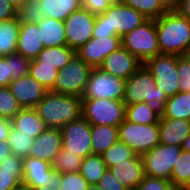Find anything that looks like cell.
Wrapping results in <instances>:
<instances>
[{"mask_svg":"<svg viewBox=\"0 0 190 190\" xmlns=\"http://www.w3.org/2000/svg\"><path fill=\"white\" fill-rule=\"evenodd\" d=\"M18 16V12L9 0H0V21H6Z\"/></svg>","mask_w":190,"mask_h":190,"instance_id":"cell-47","label":"cell"},{"mask_svg":"<svg viewBox=\"0 0 190 190\" xmlns=\"http://www.w3.org/2000/svg\"><path fill=\"white\" fill-rule=\"evenodd\" d=\"M12 122L8 119L0 118V141H7Z\"/></svg>","mask_w":190,"mask_h":190,"instance_id":"cell-48","label":"cell"},{"mask_svg":"<svg viewBox=\"0 0 190 190\" xmlns=\"http://www.w3.org/2000/svg\"><path fill=\"white\" fill-rule=\"evenodd\" d=\"M44 17L64 21L71 13L83 7L82 0H40Z\"/></svg>","mask_w":190,"mask_h":190,"instance_id":"cell-28","label":"cell"},{"mask_svg":"<svg viewBox=\"0 0 190 190\" xmlns=\"http://www.w3.org/2000/svg\"><path fill=\"white\" fill-rule=\"evenodd\" d=\"M44 49L37 23L20 20V31L16 53L33 60Z\"/></svg>","mask_w":190,"mask_h":190,"instance_id":"cell-18","label":"cell"},{"mask_svg":"<svg viewBox=\"0 0 190 190\" xmlns=\"http://www.w3.org/2000/svg\"><path fill=\"white\" fill-rule=\"evenodd\" d=\"M11 122L17 133L32 134L34 139L47 129L34 108H22Z\"/></svg>","mask_w":190,"mask_h":190,"instance_id":"cell-24","label":"cell"},{"mask_svg":"<svg viewBox=\"0 0 190 190\" xmlns=\"http://www.w3.org/2000/svg\"><path fill=\"white\" fill-rule=\"evenodd\" d=\"M76 52L67 45L59 47H44L35 60L42 66L54 67L61 70L67 65Z\"/></svg>","mask_w":190,"mask_h":190,"instance_id":"cell-26","label":"cell"},{"mask_svg":"<svg viewBox=\"0 0 190 190\" xmlns=\"http://www.w3.org/2000/svg\"><path fill=\"white\" fill-rule=\"evenodd\" d=\"M87 181L77 172L62 174L60 190H87Z\"/></svg>","mask_w":190,"mask_h":190,"instance_id":"cell-42","label":"cell"},{"mask_svg":"<svg viewBox=\"0 0 190 190\" xmlns=\"http://www.w3.org/2000/svg\"><path fill=\"white\" fill-rule=\"evenodd\" d=\"M101 156L107 169H109L118 163L126 162L127 159L134 158L136 154L130 147L118 140L114 145L104 151Z\"/></svg>","mask_w":190,"mask_h":190,"instance_id":"cell-36","label":"cell"},{"mask_svg":"<svg viewBox=\"0 0 190 190\" xmlns=\"http://www.w3.org/2000/svg\"><path fill=\"white\" fill-rule=\"evenodd\" d=\"M58 72L54 67L42 66L35 59L29 65V75L49 91L54 87Z\"/></svg>","mask_w":190,"mask_h":190,"instance_id":"cell-37","label":"cell"},{"mask_svg":"<svg viewBox=\"0 0 190 190\" xmlns=\"http://www.w3.org/2000/svg\"><path fill=\"white\" fill-rule=\"evenodd\" d=\"M146 20L147 18L135 9L123 4L120 0H114L103 14L96 15L92 36L93 38L114 35L122 37Z\"/></svg>","mask_w":190,"mask_h":190,"instance_id":"cell-4","label":"cell"},{"mask_svg":"<svg viewBox=\"0 0 190 190\" xmlns=\"http://www.w3.org/2000/svg\"><path fill=\"white\" fill-rule=\"evenodd\" d=\"M95 19L96 15L82 7L64 20L66 41L69 48L76 52L93 37Z\"/></svg>","mask_w":190,"mask_h":190,"instance_id":"cell-13","label":"cell"},{"mask_svg":"<svg viewBox=\"0 0 190 190\" xmlns=\"http://www.w3.org/2000/svg\"><path fill=\"white\" fill-rule=\"evenodd\" d=\"M23 158L11 154L0 163V190H11L23 181Z\"/></svg>","mask_w":190,"mask_h":190,"instance_id":"cell-23","label":"cell"},{"mask_svg":"<svg viewBox=\"0 0 190 190\" xmlns=\"http://www.w3.org/2000/svg\"><path fill=\"white\" fill-rule=\"evenodd\" d=\"M34 141L32 134L17 133V129L13 125L11 126L7 143L13 155L21 158L28 157Z\"/></svg>","mask_w":190,"mask_h":190,"instance_id":"cell-34","label":"cell"},{"mask_svg":"<svg viewBox=\"0 0 190 190\" xmlns=\"http://www.w3.org/2000/svg\"><path fill=\"white\" fill-rule=\"evenodd\" d=\"M158 127L160 144L182 146L190 135V120L160 118Z\"/></svg>","mask_w":190,"mask_h":190,"instance_id":"cell-20","label":"cell"},{"mask_svg":"<svg viewBox=\"0 0 190 190\" xmlns=\"http://www.w3.org/2000/svg\"><path fill=\"white\" fill-rule=\"evenodd\" d=\"M183 149L181 146L158 144L141 156L145 175L171 179V173Z\"/></svg>","mask_w":190,"mask_h":190,"instance_id":"cell-9","label":"cell"},{"mask_svg":"<svg viewBox=\"0 0 190 190\" xmlns=\"http://www.w3.org/2000/svg\"><path fill=\"white\" fill-rule=\"evenodd\" d=\"M19 31L20 18L18 16L0 21V56L5 57L16 53Z\"/></svg>","mask_w":190,"mask_h":190,"instance_id":"cell-27","label":"cell"},{"mask_svg":"<svg viewBox=\"0 0 190 190\" xmlns=\"http://www.w3.org/2000/svg\"><path fill=\"white\" fill-rule=\"evenodd\" d=\"M107 170L101 155L92 154L82 159L79 173L88 184H98Z\"/></svg>","mask_w":190,"mask_h":190,"instance_id":"cell-31","label":"cell"},{"mask_svg":"<svg viewBox=\"0 0 190 190\" xmlns=\"http://www.w3.org/2000/svg\"><path fill=\"white\" fill-rule=\"evenodd\" d=\"M83 8L87 9L91 14H103L114 2V0H82Z\"/></svg>","mask_w":190,"mask_h":190,"instance_id":"cell-45","label":"cell"},{"mask_svg":"<svg viewBox=\"0 0 190 190\" xmlns=\"http://www.w3.org/2000/svg\"><path fill=\"white\" fill-rule=\"evenodd\" d=\"M37 24L44 47L67 45L64 21L45 17Z\"/></svg>","mask_w":190,"mask_h":190,"instance_id":"cell-25","label":"cell"},{"mask_svg":"<svg viewBox=\"0 0 190 190\" xmlns=\"http://www.w3.org/2000/svg\"><path fill=\"white\" fill-rule=\"evenodd\" d=\"M143 65L153 75L156 87L160 88L168 97L179 92L177 55H156L147 59Z\"/></svg>","mask_w":190,"mask_h":190,"instance_id":"cell-10","label":"cell"},{"mask_svg":"<svg viewBox=\"0 0 190 190\" xmlns=\"http://www.w3.org/2000/svg\"><path fill=\"white\" fill-rule=\"evenodd\" d=\"M8 87L22 108H34L49 91L29 74L11 81Z\"/></svg>","mask_w":190,"mask_h":190,"instance_id":"cell-15","label":"cell"},{"mask_svg":"<svg viewBox=\"0 0 190 190\" xmlns=\"http://www.w3.org/2000/svg\"><path fill=\"white\" fill-rule=\"evenodd\" d=\"M18 17L21 21L39 23L44 17L41 10L40 1L28 0L18 12Z\"/></svg>","mask_w":190,"mask_h":190,"instance_id":"cell-40","label":"cell"},{"mask_svg":"<svg viewBox=\"0 0 190 190\" xmlns=\"http://www.w3.org/2000/svg\"><path fill=\"white\" fill-rule=\"evenodd\" d=\"M92 153L101 155L119 140L118 127L91 125Z\"/></svg>","mask_w":190,"mask_h":190,"instance_id":"cell-29","label":"cell"},{"mask_svg":"<svg viewBox=\"0 0 190 190\" xmlns=\"http://www.w3.org/2000/svg\"><path fill=\"white\" fill-rule=\"evenodd\" d=\"M121 46V37L119 35L92 37L76 51V55L90 67L99 68L105 57L118 50Z\"/></svg>","mask_w":190,"mask_h":190,"instance_id":"cell-14","label":"cell"},{"mask_svg":"<svg viewBox=\"0 0 190 190\" xmlns=\"http://www.w3.org/2000/svg\"><path fill=\"white\" fill-rule=\"evenodd\" d=\"M62 180V174L59 171L52 169V172H48V178L39 183V187L36 190H60Z\"/></svg>","mask_w":190,"mask_h":190,"instance_id":"cell-46","label":"cell"},{"mask_svg":"<svg viewBox=\"0 0 190 190\" xmlns=\"http://www.w3.org/2000/svg\"><path fill=\"white\" fill-rule=\"evenodd\" d=\"M181 148L185 151L190 152V135L185 139L183 142Z\"/></svg>","mask_w":190,"mask_h":190,"instance_id":"cell-53","label":"cell"},{"mask_svg":"<svg viewBox=\"0 0 190 190\" xmlns=\"http://www.w3.org/2000/svg\"><path fill=\"white\" fill-rule=\"evenodd\" d=\"M28 0H9L10 4L15 8L17 12L23 7Z\"/></svg>","mask_w":190,"mask_h":190,"instance_id":"cell-52","label":"cell"},{"mask_svg":"<svg viewBox=\"0 0 190 190\" xmlns=\"http://www.w3.org/2000/svg\"><path fill=\"white\" fill-rule=\"evenodd\" d=\"M11 154L12 153L7 141H0V163Z\"/></svg>","mask_w":190,"mask_h":190,"instance_id":"cell-51","label":"cell"},{"mask_svg":"<svg viewBox=\"0 0 190 190\" xmlns=\"http://www.w3.org/2000/svg\"><path fill=\"white\" fill-rule=\"evenodd\" d=\"M34 109L47 128L61 129L82 116V98L48 91Z\"/></svg>","mask_w":190,"mask_h":190,"instance_id":"cell-3","label":"cell"},{"mask_svg":"<svg viewBox=\"0 0 190 190\" xmlns=\"http://www.w3.org/2000/svg\"><path fill=\"white\" fill-rule=\"evenodd\" d=\"M168 96L158 87L153 75L142 64L141 67L125 80V105L145 102L156 114L162 117Z\"/></svg>","mask_w":190,"mask_h":190,"instance_id":"cell-2","label":"cell"},{"mask_svg":"<svg viewBox=\"0 0 190 190\" xmlns=\"http://www.w3.org/2000/svg\"><path fill=\"white\" fill-rule=\"evenodd\" d=\"M160 2L167 11H177L181 0H160Z\"/></svg>","mask_w":190,"mask_h":190,"instance_id":"cell-49","label":"cell"},{"mask_svg":"<svg viewBox=\"0 0 190 190\" xmlns=\"http://www.w3.org/2000/svg\"><path fill=\"white\" fill-rule=\"evenodd\" d=\"M134 190H179L171 181L145 175L141 183Z\"/></svg>","mask_w":190,"mask_h":190,"instance_id":"cell-43","label":"cell"},{"mask_svg":"<svg viewBox=\"0 0 190 190\" xmlns=\"http://www.w3.org/2000/svg\"><path fill=\"white\" fill-rule=\"evenodd\" d=\"M21 109L9 87H0V118L11 121Z\"/></svg>","mask_w":190,"mask_h":190,"instance_id":"cell-39","label":"cell"},{"mask_svg":"<svg viewBox=\"0 0 190 190\" xmlns=\"http://www.w3.org/2000/svg\"><path fill=\"white\" fill-rule=\"evenodd\" d=\"M126 116L123 101L113 99H82V117L91 125L118 127Z\"/></svg>","mask_w":190,"mask_h":190,"instance_id":"cell-7","label":"cell"},{"mask_svg":"<svg viewBox=\"0 0 190 190\" xmlns=\"http://www.w3.org/2000/svg\"><path fill=\"white\" fill-rule=\"evenodd\" d=\"M92 69L75 54L70 62L59 70L54 87L50 91L82 98Z\"/></svg>","mask_w":190,"mask_h":190,"instance_id":"cell-6","label":"cell"},{"mask_svg":"<svg viewBox=\"0 0 190 190\" xmlns=\"http://www.w3.org/2000/svg\"><path fill=\"white\" fill-rule=\"evenodd\" d=\"M82 159L78 154L68 153L62 148L51 163L52 169L61 174L77 172L80 170Z\"/></svg>","mask_w":190,"mask_h":190,"instance_id":"cell-38","label":"cell"},{"mask_svg":"<svg viewBox=\"0 0 190 190\" xmlns=\"http://www.w3.org/2000/svg\"><path fill=\"white\" fill-rule=\"evenodd\" d=\"M123 4L141 13L147 19H158L167 10L160 0H120Z\"/></svg>","mask_w":190,"mask_h":190,"instance_id":"cell-35","label":"cell"},{"mask_svg":"<svg viewBox=\"0 0 190 190\" xmlns=\"http://www.w3.org/2000/svg\"><path fill=\"white\" fill-rule=\"evenodd\" d=\"M170 181L179 190H187L190 187V152L181 151L171 173Z\"/></svg>","mask_w":190,"mask_h":190,"instance_id":"cell-32","label":"cell"},{"mask_svg":"<svg viewBox=\"0 0 190 190\" xmlns=\"http://www.w3.org/2000/svg\"><path fill=\"white\" fill-rule=\"evenodd\" d=\"M62 148L82 158L92 155L91 124L82 116L61 128Z\"/></svg>","mask_w":190,"mask_h":190,"instance_id":"cell-12","label":"cell"},{"mask_svg":"<svg viewBox=\"0 0 190 190\" xmlns=\"http://www.w3.org/2000/svg\"><path fill=\"white\" fill-rule=\"evenodd\" d=\"M23 181L32 190L39 187V183L44 182L48 178V172H52L50 162L37 159L35 157L23 158Z\"/></svg>","mask_w":190,"mask_h":190,"instance_id":"cell-22","label":"cell"},{"mask_svg":"<svg viewBox=\"0 0 190 190\" xmlns=\"http://www.w3.org/2000/svg\"><path fill=\"white\" fill-rule=\"evenodd\" d=\"M122 47L144 63L160 55L155 19H147L140 26L121 37Z\"/></svg>","mask_w":190,"mask_h":190,"instance_id":"cell-5","label":"cell"},{"mask_svg":"<svg viewBox=\"0 0 190 190\" xmlns=\"http://www.w3.org/2000/svg\"><path fill=\"white\" fill-rule=\"evenodd\" d=\"M125 80L101 68H93L82 99H113L123 101Z\"/></svg>","mask_w":190,"mask_h":190,"instance_id":"cell-11","label":"cell"},{"mask_svg":"<svg viewBox=\"0 0 190 190\" xmlns=\"http://www.w3.org/2000/svg\"><path fill=\"white\" fill-rule=\"evenodd\" d=\"M177 73L179 91H190V57L188 54L177 56Z\"/></svg>","mask_w":190,"mask_h":190,"instance_id":"cell-41","label":"cell"},{"mask_svg":"<svg viewBox=\"0 0 190 190\" xmlns=\"http://www.w3.org/2000/svg\"><path fill=\"white\" fill-rule=\"evenodd\" d=\"M160 118L190 120V92L179 91L174 96L168 97L164 113Z\"/></svg>","mask_w":190,"mask_h":190,"instance_id":"cell-30","label":"cell"},{"mask_svg":"<svg viewBox=\"0 0 190 190\" xmlns=\"http://www.w3.org/2000/svg\"><path fill=\"white\" fill-rule=\"evenodd\" d=\"M109 170L128 190H134L145 177L144 164L140 155L118 163Z\"/></svg>","mask_w":190,"mask_h":190,"instance_id":"cell-19","label":"cell"},{"mask_svg":"<svg viewBox=\"0 0 190 190\" xmlns=\"http://www.w3.org/2000/svg\"><path fill=\"white\" fill-rule=\"evenodd\" d=\"M177 11L190 21V0H181Z\"/></svg>","mask_w":190,"mask_h":190,"instance_id":"cell-50","label":"cell"},{"mask_svg":"<svg viewBox=\"0 0 190 190\" xmlns=\"http://www.w3.org/2000/svg\"><path fill=\"white\" fill-rule=\"evenodd\" d=\"M161 54L187 55L190 51V21L178 11H167L155 19Z\"/></svg>","mask_w":190,"mask_h":190,"instance_id":"cell-1","label":"cell"},{"mask_svg":"<svg viewBox=\"0 0 190 190\" xmlns=\"http://www.w3.org/2000/svg\"><path fill=\"white\" fill-rule=\"evenodd\" d=\"M87 190H101L97 184H89Z\"/></svg>","mask_w":190,"mask_h":190,"instance_id":"cell-55","label":"cell"},{"mask_svg":"<svg viewBox=\"0 0 190 190\" xmlns=\"http://www.w3.org/2000/svg\"><path fill=\"white\" fill-rule=\"evenodd\" d=\"M97 185L101 190H128L109 169L106 170Z\"/></svg>","mask_w":190,"mask_h":190,"instance_id":"cell-44","label":"cell"},{"mask_svg":"<svg viewBox=\"0 0 190 190\" xmlns=\"http://www.w3.org/2000/svg\"><path fill=\"white\" fill-rule=\"evenodd\" d=\"M11 190H32V189L28 187L26 184L20 183L18 186H16L15 188Z\"/></svg>","mask_w":190,"mask_h":190,"instance_id":"cell-54","label":"cell"},{"mask_svg":"<svg viewBox=\"0 0 190 190\" xmlns=\"http://www.w3.org/2000/svg\"><path fill=\"white\" fill-rule=\"evenodd\" d=\"M62 143L61 129L47 128L35 138L29 157H35L52 163L62 149Z\"/></svg>","mask_w":190,"mask_h":190,"instance_id":"cell-17","label":"cell"},{"mask_svg":"<svg viewBox=\"0 0 190 190\" xmlns=\"http://www.w3.org/2000/svg\"><path fill=\"white\" fill-rule=\"evenodd\" d=\"M125 118L140 125L158 124L160 116L151 110L145 102L126 105Z\"/></svg>","mask_w":190,"mask_h":190,"instance_id":"cell-33","label":"cell"},{"mask_svg":"<svg viewBox=\"0 0 190 190\" xmlns=\"http://www.w3.org/2000/svg\"><path fill=\"white\" fill-rule=\"evenodd\" d=\"M30 62L18 53L0 56V87H8L11 81L29 74Z\"/></svg>","mask_w":190,"mask_h":190,"instance_id":"cell-21","label":"cell"},{"mask_svg":"<svg viewBox=\"0 0 190 190\" xmlns=\"http://www.w3.org/2000/svg\"><path fill=\"white\" fill-rule=\"evenodd\" d=\"M143 63L124 47L111 52L99 67L115 77L127 80Z\"/></svg>","mask_w":190,"mask_h":190,"instance_id":"cell-16","label":"cell"},{"mask_svg":"<svg viewBox=\"0 0 190 190\" xmlns=\"http://www.w3.org/2000/svg\"><path fill=\"white\" fill-rule=\"evenodd\" d=\"M119 141L142 156L160 144L158 124L140 125L125 120L118 126Z\"/></svg>","mask_w":190,"mask_h":190,"instance_id":"cell-8","label":"cell"}]
</instances>
